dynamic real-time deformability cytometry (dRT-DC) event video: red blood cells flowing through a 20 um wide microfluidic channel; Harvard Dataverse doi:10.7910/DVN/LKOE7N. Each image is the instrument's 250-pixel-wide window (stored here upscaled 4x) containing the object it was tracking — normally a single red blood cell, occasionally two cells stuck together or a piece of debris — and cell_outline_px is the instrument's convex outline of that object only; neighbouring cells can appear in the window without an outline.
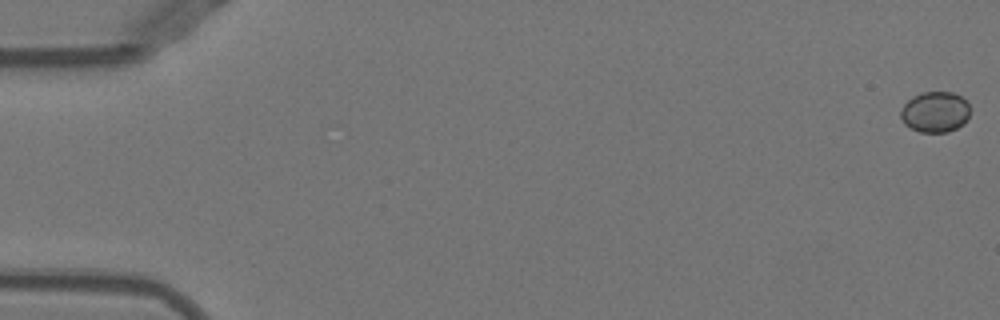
{"species": "Egyptian fruit bat (a non-hibernating species)", "species_latin": "Rousettus aegyptiacus", "temperature_condition": "warm", "stored_images_in_passage": 6, "camera_frame_rate_fps": 3000, "um_per_image_px": 0.085, "animal": {"sex": "female"}, "frame": {"image": 1, "passage_image": 1, "time_ms": 0.0, "image_size_px": [1000, 320], "cell_outline_px": [[968, 116], [964, 124], [948, 132], [920, 132], [904, 124], [900, 116], [900, 112], [904, 104], [912, 96], [924, 92], [952, 92], [960, 96], [968, 104]], "centroid_in_image_um": [79.46, 9.52], "position_along_channel_um": 5.5, "area_um2": 16.36}}